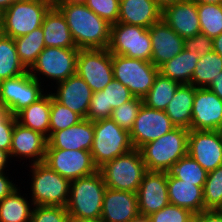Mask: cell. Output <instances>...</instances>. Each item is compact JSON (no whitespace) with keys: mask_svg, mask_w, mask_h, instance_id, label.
<instances>
[{"mask_svg":"<svg viewBox=\"0 0 222 222\" xmlns=\"http://www.w3.org/2000/svg\"><path fill=\"white\" fill-rule=\"evenodd\" d=\"M68 24L69 30L80 49H107L110 42L111 24L96 15L85 3L54 2Z\"/></svg>","mask_w":222,"mask_h":222,"instance_id":"obj_1","label":"cell"},{"mask_svg":"<svg viewBox=\"0 0 222 222\" xmlns=\"http://www.w3.org/2000/svg\"><path fill=\"white\" fill-rule=\"evenodd\" d=\"M189 130L175 127L162 137L143 145L139 150L147 171L169 172L188 154Z\"/></svg>","mask_w":222,"mask_h":222,"instance_id":"obj_2","label":"cell"},{"mask_svg":"<svg viewBox=\"0 0 222 222\" xmlns=\"http://www.w3.org/2000/svg\"><path fill=\"white\" fill-rule=\"evenodd\" d=\"M106 188L99 170L91 175L72 180L65 207L68 214L79 218L100 220Z\"/></svg>","mask_w":222,"mask_h":222,"instance_id":"obj_3","label":"cell"},{"mask_svg":"<svg viewBox=\"0 0 222 222\" xmlns=\"http://www.w3.org/2000/svg\"><path fill=\"white\" fill-rule=\"evenodd\" d=\"M106 187L114 190L137 193L142 178L147 172L139 149L107 161L98 168Z\"/></svg>","mask_w":222,"mask_h":222,"instance_id":"obj_4","label":"cell"},{"mask_svg":"<svg viewBox=\"0 0 222 222\" xmlns=\"http://www.w3.org/2000/svg\"><path fill=\"white\" fill-rule=\"evenodd\" d=\"M133 149L130 132L120 128L111 118L94 121V139L90 153L98 168Z\"/></svg>","mask_w":222,"mask_h":222,"instance_id":"obj_5","label":"cell"},{"mask_svg":"<svg viewBox=\"0 0 222 222\" xmlns=\"http://www.w3.org/2000/svg\"><path fill=\"white\" fill-rule=\"evenodd\" d=\"M53 4L54 0H17L3 12L1 33L14 39L41 27Z\"/></svg>","mask_w":222,"mask_h":222,"instance_id":"obj_6","label":"cell"},{"mask_svg":"<svg viewBox=\"0 0 222 222\" xmlns=\"http://www.w3.org/2000/svg\"><path fill=\"white\" fill-rule=\"evenodd\" d=\"M31 201L34 206L66 207L71 181L62 177L46 164H31Z\"/></svg>","mask_w":222,"mask_h":222,"instance_id":"obj_7","label":"cell"},{"mask_svg":"<svg viewBox=\"0 0 222 222\" xmlns=\"http://www.w3.org/2000/svg\"><path fill=\"white\" fill-rule=\"evenodd\" d=\"M113 77L127 87L134 97L144 98L159 73L152 62L112 54Z\"/></svg>","mask_w":222,"mask_h":222,"instance_id":"obj_8","label":"cell"},{"mask_svg":"<svg viewBox=\"0 0 222 222\" xmlns=\"http://www.w3.org/2000/svg\"><path fill=\"white\" fill-rule=\"evenodd\" d=\"M107 49L111 54L151 62L152 44L149 28L120 22L112 24Z\"/></svg>","mask_w":222,"mask_h":222,"instance_id":"obj_9","label":"cell"},{"mask_svg":"<svg viewBox=\"0 0 222 222\" xmlns=\"http://www.w3.org/2000/svg\"><path fill=\"white\" fill-rule=\"evenodd\" d=\"M78 54V48L45 47L29 73L39 82H42L39 75L55 80L56 84L65 81L76 74Z\"/></svg>","mask_w":222,"mask_h":222,"instance_id":"obj_10","label":"cell"},{"mask_svg":"<svg viewBox=\"0 0 222 222\" xmlns=\"http://www.w3.org/2000/svg\"><path fill=\"white\" fill-rule=\"evenodd\" d=\"M41 84L30 75L29 71L0 81V101L3 108L16 116L45 94Z\"/></svg>","mask_w":222,"mask_h":222,"instance_id":"obj_11","label":"cell"},{"mask_svg":"<svg viewBox=\"0 0 222 222\" xmlns=\"http://www.w3.org/2000/svg\"><path fill=\"white\" fill-rule=\"evenodd\" d=\"M76 74L84 79L92 92L103 90L114 79L112 54L108 49H80Z\"/></svg>","mask_w":222,"mask_h":222,"instance_id":"obj_12","label":"cell"},{"mask_svg":"<svg viewBox=\"0 0 222 222\" xmlns=\"http://www.w3.org/2000/svg\"><path fill=\"white\" fill-rule=\"evenodd\" d=\"M43 163L70 181L98 171L88 150L46 149Z\"/></svg>","mask_w":222,"mask_h":222,"instance_id":"obj_13","label":"cell"},{"mask_svg":"<svg viewBox=\"0 0 222 222\" xmlns=\"http://www.w3.org/2000/svg\"><path fill=\"white\" fill-rule=\"evenodd\" d=\"M188 155L207 173L222 165V131L189 130Z\"/></svg>","mask_w":222,"mask_h":222,"instance_id":"obj_14","label":"cell"},{"mask_svg":"<svg viewBox=\"0 0 222 222\" xmlns=\"http://www.w3.org/2000/svg\"><path fill=\"white\" fill-rule=\"evenodd\" d=\"M175 126L165 111L156 110L142 104L134 126L130 131V138L134 149L152 142L173 130Z\"/></svg>","mask_w":222,"mask_h":222,"instance_id":"obj_15","label":"cell"},{"mask_svg":"<svg viewBox=\"0 0 222 222\" xmlns=\"http://www.w3.org/2000/svg\"><path fill=\"white\" fill-rule=\"evenodd\" d=\"M191 130L222 131V100L208 88H196Z\"/></svg>","mask_w":222,"mask_h":222,"instance_id":"obj_16","label":"cell"},{"mask_svg":"<svg viewBox=\"0 0 222 222\" xmlns=\"http://www.w3.org/2000/svg\"><path fill=\"white\" fill-rule=\"evenodd\" d=\"M138 210L141 216L166 207L170 202L167 188V172L147 171L142 178L138 192Z\"/></svg>","mask_w":222,"mask_h":222,"instance_id":"obj_17","label":"cell"},{"mask_svg":"<svg viewBox=\"0 0 222 222\" xmlns=\"http://www.w3.org/2000/svg\"><path fill=\"white\" fill-rule=\"evenodd\" d=\"M134 96L118 80L113 79L101 91L93 92L86 119L97 121L110 118L112 110L131 100Z\"/></svg>","mask_w":222,"mask_h":222,"instance_id":"obj_18","label":"cell"},{"mask_svg":"<svg viewBox=\"0 0 222 222\" xmlns=\"http://www.w3.org/2000/svg\"><path fill=\"white\" fill-rule=\"evenodd\" d=\"M48 145L47 137L40 132L22 126L15 122L12 134L10 158L18 157L21 160L31 159V164L44 162ZM33 161V162H32Z\"/></svg>","mask_w":222,"mask_h":222,"instance_id":"obj_19","label":"cell"},{"mask_svg":"<svg viewBox=\"0 0 222 222\" xmlns=\"http://www.w3.org/2000/svg\"><path fill=\"white\" fill-rule=\"evenodd\" d=\"M139 215L137 193L106 188L101 222H130Z\"/></svg>","mask_w":222,"mask_h":222,"instance_id":"obj_20","label":"cell"},{"mask_svg":"<svg viewBox=\"0 0 222 222\" xmlns=\"http://www.w3.org/2000/svg\"><path fill=\"white\" fill-rule=\"evenodd\" d=\"M149 33L152 44L151 62L157 68L184 49L185 39L170 28L163 19L153 24L149 28Z\"/></svg>","mask_w":222,"mask_h":222,"instance_id":"obj_21","label":"cell"},{"mask_svg":"<svg viewBox=\"0 0 222 222\" xmlns=\"http://www.w3.org/2000/svg\"><path fill=\"white\" fill-rule=\"evenodd\" d=\"M56 93L52 97L73 112L86 119L92 97V90L83 78L77 74L57 83Z\"/></svg>","mask_w":222,"mask_h":222,"instance_id":"obj_22","label":"cell"},{"mask_svg":"<svg viewBox=\"0 0 222 222\" xmlns=\"http://www.w3.org/2000/svg\"><path fill=\"white\" fill-rule=\"evenodd\" d=\"M162 19L183 39L201 33L197 3L194 0H183L165 7Z\"/></svg>","mask_w":222,"mask_h":222,"instance_id":"obj_23","label":"cell"},{"mask_svg":"<svg viewBox=\"0 0 222 222\" xmlns=\"http://www.w3.org/2000/svg\"><path fill=\"white\" fill-rule=\"evenodd\" d=\"M93 139L94 122L83 119L67 129L53 132L47 138V149L91 151Z\"/></svg>","mask_w":222,"mask_h":222,"instance_id":"obj_24","label":"cell"},{"mask_svg":"<svg viewBox=\"0 0 222 222\" xmlns=\"http://www.w3.org/2000/svg\"><path fill=\"white\" fill-rule=\"evenodd\" d=\"M162 19L155 0H120L118 22L150 28Z\"/></svg>","mask_w":222,"mask_h":222,"instance_id":"obj_25","label":"cell"},{"mask_svg":"<svg viewBox=\"0 0 222 222\" xmlns=\"http://www.w3.org/2000/svg\"><path fill=\"white\" fill-rule=\"evenodd\" d=\"M203 187L179 180L167 172V188L170 204L188 209L193 214H199L205 210Z\"/></svg>","mask_w":222,"mask_h":222,"instance_id":"obj_26","label":"cell"},{"mask_svg":"<svg viewBox=\"0 0 222 222\" xmlns=\"http://www.w3.org/2000/svg\"><path fill=\"white\" fill-rule=\"evenodd\" d=\"M45 47L77 48L65 17L53 4L42 22Z\"/></svg>","mask_w":222,"mask_h":222,"instance_id":"obj_27","label":"cell"},{"mask_svg":"<svg viewBox=\"0 0 222 222\" xmlns=\"http://www.w3.org/2000/svg\"><path fill=\"white\" fill-rule=\"evenodd\" d=\"M196 87L180 84L165 112L175 127L191 130L192 108Z\"/></svg>","mask_w":222,"mask_h":222,"instance_id":"obj_28","label":"cell"},{"mask_svg":"<svg viewBox=\"0 0 222 222\" xmlns=\"http://www.w3.org/2000/svg\"><path fill=\"white\" fill-rule=\"evenodd\" d=\"M50 108L51 93L45 91L39 100L20 111L16 115V120L22 126L40 132L48 138L50 136Z\"/></svg>","mask_w":222,"mask_h":222,"instance_id":"obj_29","label":"cell"},{"mask_svg":"<svg viewBox=\"0 0 222 222\" xmlns=\"http://www.w3.org/2000/svg\"><path fill=\"white\" fill-rule=\"evenodd\" d=\"M199 58L200 55L196 51L188 52L183 49L181 53L161 65L159 72L180 84H190Z\"/></svg>","mask_w":222,"mask_h":222,"instance_id":"obj_30","label":"cell"},{"mask_svg":"<svg viewBox=\"0 0 222 222\" xmlns=\"http://www.w3.org/2000/svg\"><path fill=\"white\" fill-rule=\"evenodd\" d=\"M20 187L0 201V222H30L33 203L21 196Z\"/></svg>","mask_w":222,"mask_h":222,"instance_id":"obj_31","label":"cell"},{"mask_svg":"<svg viewBox=\"0 0 222 222\" xmlns=\"http://www.w3.org/2000/svg\"><path fill=\"white\" fill-rule=\"evenodd\" d=\"M16 51L23 66L29 71L37 61L38 55L44 50V34L42 27L30 33L14 38Z\"/></svg>","mask_w":222,"mask_h":222,"instance_id":"obj_32","label":"cell"},{"mask_svg":"<svg viewBox=\"0 0 222 222\" xmlns=\"http://www.w3.org/2000/svg\"><path fill=\"white\" fill-rule=\"evenodd\" d=\"M28 72L18 57L13 38L0 32V81Z\"/></svg>","mask_w":222,"mask_h":222,"instance_id":"obj_33","label":"cell"},{"mask_svg":"<svg viewBox=\"0 0 222 222\" xmlns=\"http://www.w3.org/2000/svg\"><path fill=\"white\" fill-rule=\"evenodd\" d=\"M179 85V82L159 72L153 86L143 98V104L152 109L165 111Z\"/></svg>","mask_w":222,"mask_h":222,"instance_id":"obj_34","label":"cell"},{"mask_svg":"<svg viewBox=\"0 0 222 222\" xmlns=\"http://www.w3.org/2000/svg\"><path fill=\"white\" fill-rule=\"evenodd\" d=\"M221 71L222 56L212 50L198 59L190 84L196 88H207Z\"/></svg>","mask_w":222,"mask_h":222,"instance_id":"obj_35","label":"cell"},{"mask_svg":"<svg viewBox=\"0 0 222 222\" xmlns=\"http://www.w3.org/2000/svg\"><path fill=\"white\" fill-rule=\"evenodd\" d=\"M201 33L214 39L222 33V3H197Z\"/></svg>","mask_w":222,"mask_h":222,"instance_id":"obj_36","label":"cell"},{"mask_svg":"<svg viewBox=\"0 0 222 222\" xmlns=\"http://www.w3.org/2000/svg\"><path fill=\"white\" fill-rule=\"evenodd\" d=\"M169 173L179 180H183L188 183H194L196 186H204L208 174L188 154L176 162Z\"/></svg>","mask_w":222,"mask_h":222,"instance_id":"obj_37","label":"cell"},{"mask_svg":"<svg viewBox=\"0 0 222 222\" xmlns=\"http://www.w3.org/2000/svg\"><path fill=\"white\" fill-rule=\"evenodd\" d=\"M203 200L205 210H222V165L207 174Z\"/></svg>","mask_w":222,"mask_h":222,"instance_id":"obj_38","label":"cell"},{"mask_svg":"<svg viewBox=\"0 0 222 222\" xmlns=\"http://www.w3.org/2000/svg\"><path fill=\"white\" fill-rule=\"evenodd\" d=\"M83 118L56 101L51 95L50 135L78 124Z\"/></svg>","mask_w":222,"mask_h":222,"instance_id":"obj_39","label":"cell"},{"mask_svg":"<svg viewBox=\"0 0 222 222\" xmlns=\"http://www.w3.org/2000/svg\"><path fill=\"white\" fill-rule=\"evenodd\" d=\"M143 104V99L133 97L123 105L112 110L110 118L122 129L131 131L139 109Z\"/></svg>","mask_w":222,"mask_h":222,"instance_id":"obj_40","label":"cell"},{"mask_svg":"<svg viewBox=\"0 0 222 222\" xmlns=\"http://www.w3.org/2000/svg\"><path fill=\"white\" fill-rule=\"evenodd\" d=\"M194 215L188 209L169 203L148 217L151 222H193Z\"/></svg>","mask_w":222,"mask_h":222,"instance_id":"obj_41","label":"cell"},{"mask_svg":"<svg viewBox=\"0 0 222 222\" xmlns=\"http://www.w3.org/2000/svg\"><path fill=\"white\" fill-rule=\"evenodd\" d=\"M85 4L111 25L118 22L120 0H87Z\"/></svg>","mask_w":222,"mask_h":222,"instance_id":"obj_42","label":"cell"},{"mask_svg":"<svg viewBox=\"0 0 222 222\" xmlns=\"http://www.w3.org/2000/svg\"><path fill=\"white\" fill-rule=\"evenodd\" d=\"M68 216L63 206H33L30 222H66Z\"/></svg>","mask_w":222,"mask_h":222,"instance_id":"obj_43","label":"cell"},{"mask_svg":"<svg viewBox=\"0 0 222 222\" xmlns=\"http://www.w3.org/2000/svg\"><path fill=\"white\" fill-rule=\"evenodd\" d=\"M16 121V116H13L5 108L0 111V149L7 151L9 154Z\"/></svg>","mask_w":222,"mask_h":222,"instance_id":"obj_44","label":"cell"},{"mask_svg":"<svg viewBox=\"0 0 222 222\" xmlns=\"http://www.w3.org/2000/svg\"><path fill=\"white\" fill-rule=\"evenodd\" d=\"M184 49L188 52L196 51L200 57H203L213 50V39L198 33L194 37L185 39Z\"/></svg>","mask_w":222,"mask_h":222,"instance_id":"obj_45","label":"cell"},{"mask_svg":"<svg viewBox=\"0 0 222 222\" xmlns=\"http://www.w3.org/2000/svg\"><path fill=\"white\" fill-rule=\"evenodd\" d=\"M193 222H222V210H203L194 215Z\"/></svg>","mask_w":222,"mask_h":222,"instance_id":"obj_46","label":"cell"},{"mask_svg":"<svg viewBox=\"0 0 222 222\" xmlns=\"http://www.w3.org/2000/svg\"><path fill=\"white\" fill-rule=\"evenodd\" d=\"M12 182L13 180L10 181V178H8L5 172H0V201L17 188L18 185Z\"/></svg>","mask_w":222,"mask_h":222,"instance_id":"obj_47","label":"cell"},{"mask_svg":"<svg viewBox=\"0 0 222 222\" xmlns=\"http://www.w3.org/2000/svg\"><path fill=\"white\" fill-rule=\"evenodd\" d=\"M207 88L213 91L222 100V71L213 79Z\"/></svg>","mask_w":222,"mask_h":222,"instance_id":"obj_48","label":"cell"},{"mask_svg":"<svg viewBox=\"0 0 222 222\" xmlns=\"http://www.w3.org/2000/svg\"><path fill=\"white\" fill-rule=\"evenodd\" d=\"M10 155L7 151L0 149V172H5Z\"/></svg>","mask_w":222,"mask_h":222,"instance_id":"obj_49","label":"cell"},{"mask_svg":"<svg viewBox=\"0 0 222 222\" xmlns=\"http://www.w3.org/2000/svg\"><path fill=\"white\" fill-rule=\"evenodd\" d=\"M213 50L222 56V33L213 39Z\"/></svg>","mask_w":222,"mask_h":222,"instance_id":"obj_50","label":"cell"},{"mask_svg":"<svg viewBox=\"0 0 222 222\" xmlns=\"http://www.w3.org/2000/svg\"><path fill=\"white\" fill-rule=\"evenodd\" d=\"M183 0H155V2L157 3V5L163 10L165 7L176 3V2H180Z\"/></svg>","mask_w":222,"mask_h":222,"instance_id":"obj_51","label":"cell"},{"mask_svg":"<svg viewBox=\"0 0 222 222\" xmlns=\"http://www.w3.org/2000/svg\"><path fill=\"white\" fill-rule=\"evenodd\" d=\"M66 222H101V221L100 220H91V219L79 218V217L69 215Z\"/></svg>","mask_w":222,"mask_h":222,"instance_id":"obj_52","label":"cell"},{"mask_svg":"<svg viewBox=\"0 0 222 222\" xmlns=\"http://www.w3.org/2000/svg\"><path fill=\"white\" fill-rule=\"evenodd\" d=\"M17 0H0V11L3 13Z\"/></svg>","mask_w":222,"mask_h":222,"instance_id":"obj_53","label":"cell"},{"mask_svg":"<svg viewBox=\"0 0 222 222\" xmlns=\"http://www.w3.org/2000/svg\"><path fill=\"white\" fill-rule=\"evenodd\" d=\"M196 3L203 4H221L222 0H194Z\"/></svg>","mask_w":222,"mask_h":222,"instance_id":"obj_54","label":"cell"},{"mask_svg":"<svg viewBox=\"0 0 222 222\" xmlns=\"http://www.w3.org/2000/svg\"><path fill=\"white\" fill-rule=\"evenodd\" d=\"M130 222H151L149 217L139 215L137 218L131 220Z\"/></svg>","mask_w":222,"mask_h":222,"instance_id":"obj_55","label":"cell"},{"mask_svg":"<svg viewBox=\"0 0 222 222\" xmlns=\"http://www.w3.org/2000/svg\"><path fill=\"white\" fill-rule=\"evenodd\" d=\"M87 0H54V2L86 3Z\"/></svg>","mask_w":222,"mask_h":222,"instance_id":"obj_56","label":"cell"},{"mask_svg":"<svg viewBox=\"0 0 222 222\" xmlns=\"http://www.w3.org/2000/svg\"><path fill=\"white\" fill-rule=\"evenodd\" d=\"M2 17H3V13L0 11V32H1V27H2Z\"/></svg>","mask_w":222,"mask_h":222,"instance_id":"obj_57","label":"cell"},{"mask_svg":"<svg viewBox=\"0 0 222 222\" xmlns=\"http://www.w3.org/2000/svg\"><path fill=\"white\" fill-rule=\"evenodd\" d=\"M3 109V106H2V104H1V101H0V111Z\"/></svg>","mask_w":222,"mask_h":222,"instance_id":"obj_58","label":"cell"}]
</instances>
